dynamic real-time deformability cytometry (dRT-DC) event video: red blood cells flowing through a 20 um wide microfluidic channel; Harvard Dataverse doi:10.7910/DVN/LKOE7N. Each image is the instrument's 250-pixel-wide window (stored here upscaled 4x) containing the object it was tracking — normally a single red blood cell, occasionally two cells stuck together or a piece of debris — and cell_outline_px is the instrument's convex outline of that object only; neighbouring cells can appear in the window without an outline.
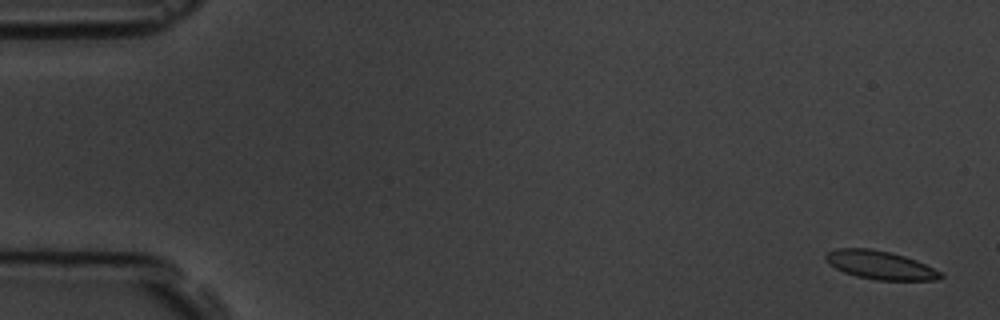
{"species": "common noctule bat (a hibernating species)", "species_latin": "Nyctalus noctula", "temperature_condition": "room temperature", "stored_images_in_passage": 8, "camera_frame_rate_fps": 3000, "um_per_image_px": 0.085, "animal": {"sex": "male", "body_mass_g": 19.5, "forearm_length_mm": 54.6}, "frame": {"image": 1, "passage_image": 1, "time_ms": 0.0, "image_size_px": [1000, 320], "cell_outline_px": [[944, 276], [940, 280], [876, 280], [856, 276], [844, 272], [836, 268], [824, 260], [824, 256], [828, 252], [836, 248], [868, 248], [888, 252], [904, 256], [916, 260], [940, 272]], "centroid_in_image_um": [74.79, 22.53], "position_along_channel_um": 10.2, "area_um2": 18.9}}
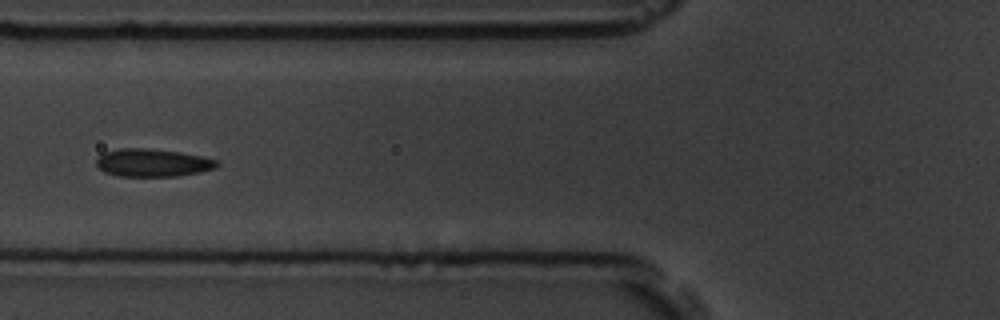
{"frame": {"image": 2, "passage_image": 6, "time_ms": 6.667, "image_size_px": [1000, 320], "cell_outline_px": [[220, 164], [216, 168], [200, 172], [180, 176], [120, 176], [104, 172], [96, 164], [96, 160], [104, 152], [120, 148], [148, 148], [180, 152], [200, 156], [216, 160]], "centroid_in_image_um": [12.98, 13.83], "position_along_channel_um": 112.8, "area_um2": 19.54}}
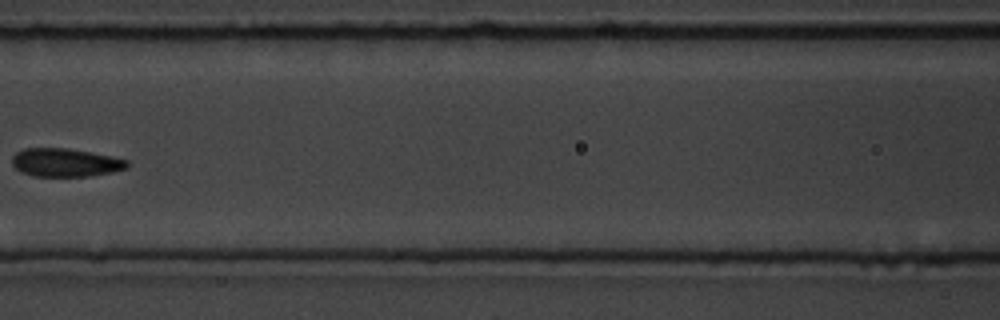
{"frame": {"image": 3, "passage_image": 7, "time_ms": 8.0, "image_size_px": [1000, 320], "cell_outline_px": [[128, 168], [112, 172], [92, 176], [32, 176], [16, 168], [12, 164], [12, 156], [16, 152], [24, 148], [68, 148], [112, 156], [128, 160]], "centroid_in_image_um": [5.57, 13.81], "position_along_channel_um": 161.0, "area_um2": 19.02}}